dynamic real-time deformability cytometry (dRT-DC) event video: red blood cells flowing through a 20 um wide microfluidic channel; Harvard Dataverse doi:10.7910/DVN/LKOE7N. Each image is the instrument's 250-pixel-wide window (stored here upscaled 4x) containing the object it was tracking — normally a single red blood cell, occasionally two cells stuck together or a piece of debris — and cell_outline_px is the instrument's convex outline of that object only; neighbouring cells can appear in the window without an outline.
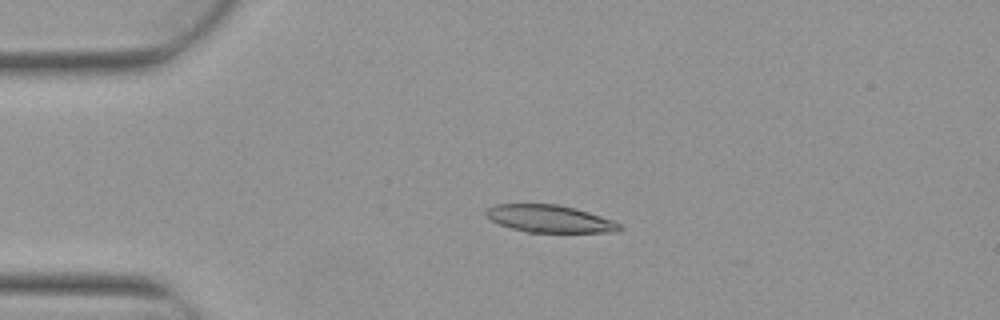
{"species": "Egyptian fruit bat (a non-hibernating species)", "species_latin": "Rousettus aegyptiacus", "temperature_condition": "warm", "stored_images_in_passage": 4, "camera_frame_rate_fps": 3000, "um_per_image_px": 0.085, "animal": {"sex": "female"}, "frame": {"image": 1, "passage_image": 3, "time_ms": 0.667, "image_size_px": [1000, 320], "cell_outline_px": [[624, 228], [616, 232], [528, 232], [512, 228], [500, 224], [492, 220], [484, 212], [488, 208], [496, 204], [556, 204], [576, 208], [612, 220], [620, 224]], "centroid_in_image_um": [46.75, 18.59], "position_along_channel_um": 38.3, "area_um2": 21.1}}